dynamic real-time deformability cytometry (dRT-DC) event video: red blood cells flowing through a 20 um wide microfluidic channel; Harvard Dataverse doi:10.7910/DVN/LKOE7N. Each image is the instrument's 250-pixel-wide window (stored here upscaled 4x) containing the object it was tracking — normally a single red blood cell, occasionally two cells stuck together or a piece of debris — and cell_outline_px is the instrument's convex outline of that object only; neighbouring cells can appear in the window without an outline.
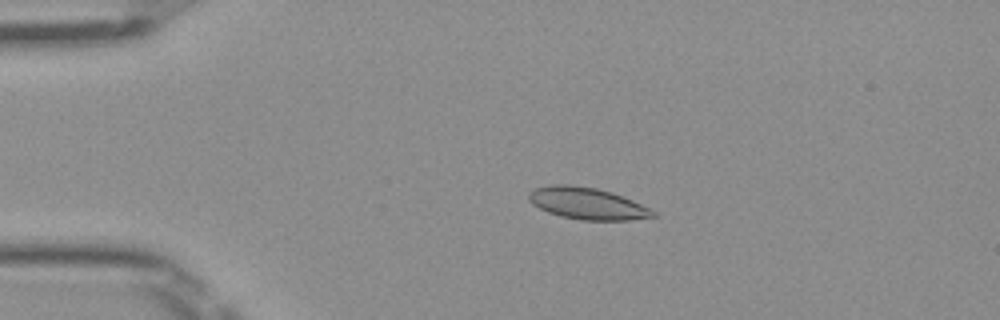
{"species": "Egyptian fruit bat (a non-hibernating species)", "species_latin": "Rousettus aegyptiacus", "temperature_condition": "room temperature", "stored_images_in_passage": 50, "camera_frame_rate_fps": 3000, "um_per_image_px": 0.085, "frame": {"image": 1, "passage_image": 10, "time_ms": 3.0, "image_size_px": [1000, 320], "cell_outline_px": [[656, 216], [628, 220], [580, 220], [560, 216], [548, 212], [532, 204], [528, 200], [528, 192], [536, 188], [552, 184], [568, 184], [596, 188], [612, 192], [632, 200], [656, 212]], "centroid_in_image_um": [49.88, 17.29], "position_along_channel_um": 35.1, "area_um2": 22.95}}
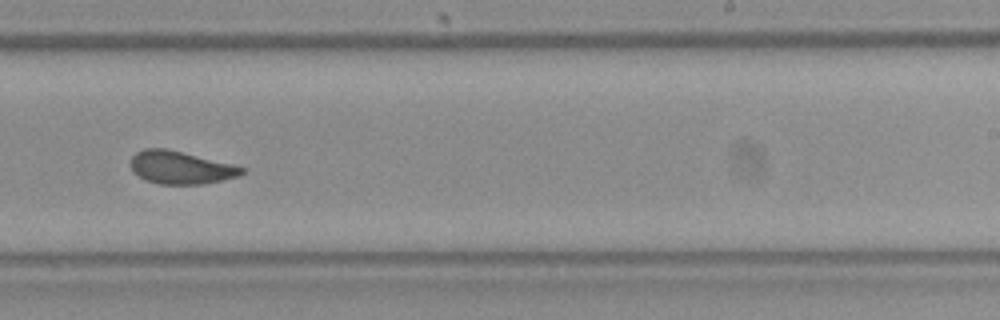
{"frame": {"image": 2, "passage_image": 31, "time_ms": 10.0, "image_size_px": [1000, 320], "cell_outline_px": [[244, 172], [236, 176], [220, 180], [200, 184], [160, 184], [144, 180], [132, 172], [132, 156], [136, 152], [144, 148], [168, 148], [232, 164], [244, 168]], "centroid_in_image_um": [15.3, 14.23], "position_along_channel_um": 273.7, "area_um2": 21.1}}
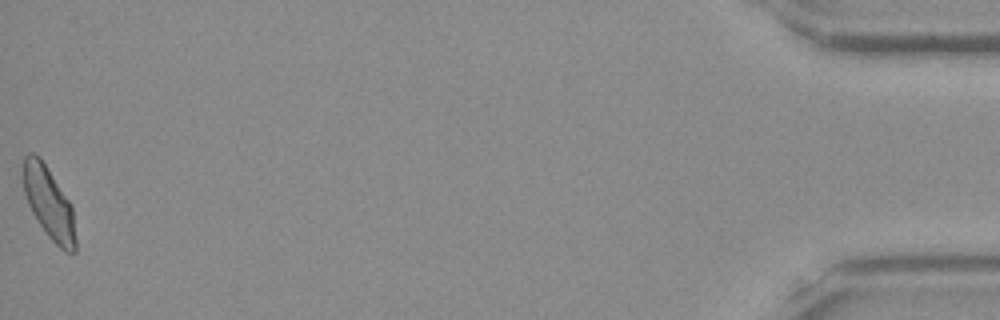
{"frame": {"image": 3, "passage_image": 50, "time_ms": 16.333, "image_size_px": [1000, 320], "cell_outline_px": [[76, 252], [64, 252], [48, 236], [32, 212], [28, 204], [24, 192], [24, 156], [28, 152], [32, 152], [40, 156], [72, 204], [76, 240]], "centroid_in_image_um": [4.18, 17.25], "position_along_channel_um": 431.0, "area_um2": 21.91}, "authors_computed_cell_mechanics": {"area_um2": 21.8773, "velocity_mm_per_s": 4.0129, "shape_relaxation_time_tau1_ms": 5.3265, "shape_relaxation_time_tau2_ms": 1.264, "deformation_change_tau1": 0.1362, "deformation_change_tau2": 0.0497}}